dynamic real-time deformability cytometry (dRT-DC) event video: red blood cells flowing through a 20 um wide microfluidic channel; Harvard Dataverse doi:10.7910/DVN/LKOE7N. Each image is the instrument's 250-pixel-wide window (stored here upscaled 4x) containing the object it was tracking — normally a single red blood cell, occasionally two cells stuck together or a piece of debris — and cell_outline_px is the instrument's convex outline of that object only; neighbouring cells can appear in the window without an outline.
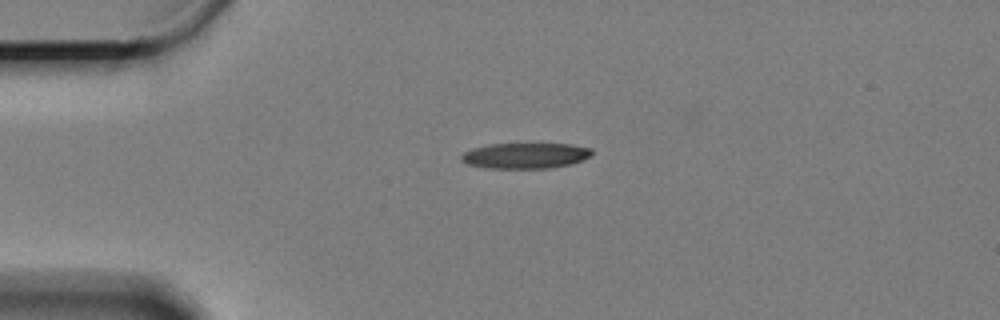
{"species": "Egyptian fruit bat (a non-hibernating species)", "species_latin": "Rousettus aegyptiacus", "temperature_condition": "cold", "stored_images_in_passage": 47, "camera_frame_rate_fps": 3000, "um_per_image_px": 0.085, "animal": {"sex": "female"}, "frame": {"image": 1, "passage_image": 1, "time_ms": 0.0, "image_size_px": [1000, 320], "cell_outline_px": [[592, 156], [568, 164], [548, 168], [488, 168], [468, 164], [460, 160], [460, 156], [464, 152], [472, 148], [488, 144], [568, 144], [592, 148]], "centroid_in_image_um": [44.62, 13.22], "position_along_channel_um": 40.4, "area_um2": 19.36}}
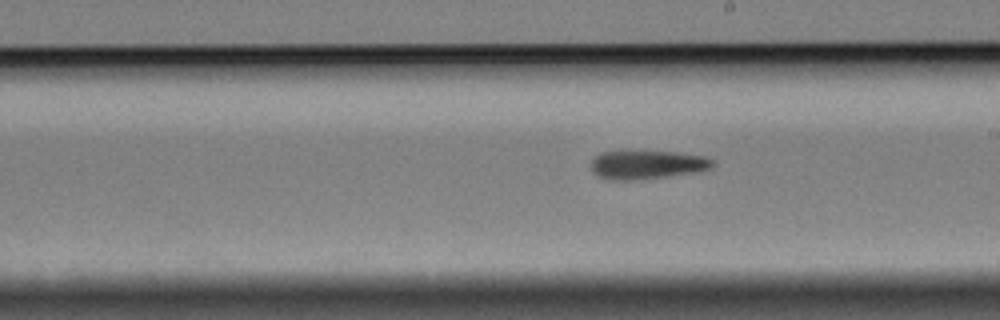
{"frame": {"image": 2, "passage_image": 21, "time_ms": 6.667, "image_size_px": [1000, 320], "cell_outline_px": [[716, 164], [712, 168], [692, 172], [664, 176], [632, 180], [624, 180], [600, 176], [592, 168], [592, 160], [600, 152], [624, 148], [640, 148], [676, 152], [704, 156], [712, 160]], "centroid_in_image_um": [54.99, 13.9], "position_along_channel_um": 234.0, "area_um2": 20.81}}
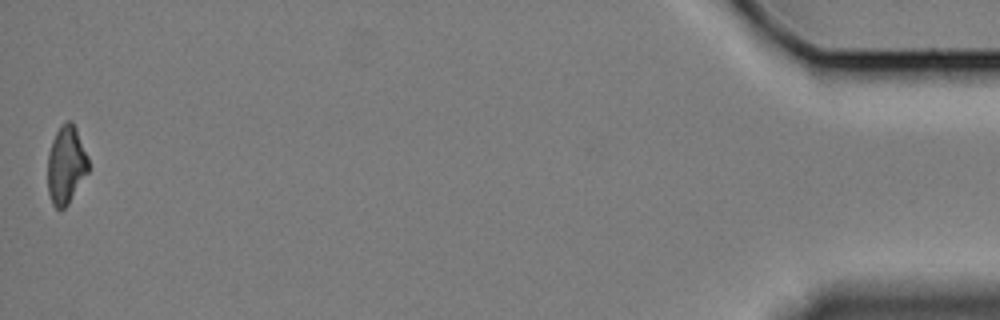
{"frame": {"image": 3, "passage_image": 47, "time_ms": 15.333, "image_size_px": [1000, 320], "cell_outline_px": [[88, 172], [68, 204], [60, 212], [52, 204], [48, 192], [48, 152], [52, 140], [56, 132], [68, 120], [72, 120], [76, 128], [88, 156]], "centroid_in_image_um": [5.61, 14.04], "position_along_channel_um": 429.6, "area_um2": 18.5}, "authors_computed_cell_mechanics": {"area_um2": 20.23, "velocity_mm_per_s": 3.3025, "shape_relaxation_time_tau1_ms": 7.6741, "shape_relaxation_time_tau2_ms": null, "deformation_change_tau1": 0.1863, "deformation_change_tau2": null}}